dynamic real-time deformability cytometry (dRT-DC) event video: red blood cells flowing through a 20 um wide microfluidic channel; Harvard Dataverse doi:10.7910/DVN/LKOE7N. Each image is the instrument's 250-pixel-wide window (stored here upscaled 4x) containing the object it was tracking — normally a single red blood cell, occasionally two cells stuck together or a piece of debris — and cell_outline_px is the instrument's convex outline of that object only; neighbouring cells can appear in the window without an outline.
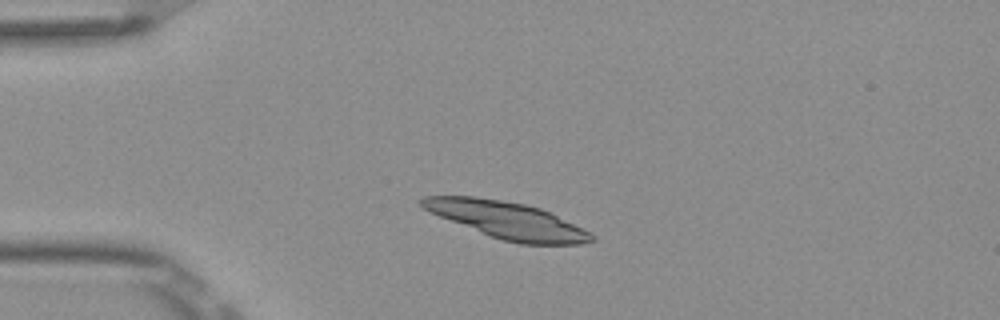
{"species": "Egyptian fruit bat (a non-hibernating species)", "species_latin": "Rousettus aegyptiacus", "temperature_condition": "room temperature", "stored_images_in_passage": 41, "camera_frame_rate_fps": 3000, "um_per_image_px": 0.085, "frame": {"image": 1, "passage_image": 1, "time_ms": 0.0, "image_size_px": [1000, 320], "cell_outline_px": [[596, 240], [580, 244], [520, 244], [504, 240], [492, 236], [440, 216], [424, 208], [416, 200], [424, 196], [476, 196], [524, 204], [540, 208], [592, 232], [596, 236]], "centroid_in_image_um": [43.15, 18.71], "position_along_channel_um": 41.8, "area_um2": 35.89}}